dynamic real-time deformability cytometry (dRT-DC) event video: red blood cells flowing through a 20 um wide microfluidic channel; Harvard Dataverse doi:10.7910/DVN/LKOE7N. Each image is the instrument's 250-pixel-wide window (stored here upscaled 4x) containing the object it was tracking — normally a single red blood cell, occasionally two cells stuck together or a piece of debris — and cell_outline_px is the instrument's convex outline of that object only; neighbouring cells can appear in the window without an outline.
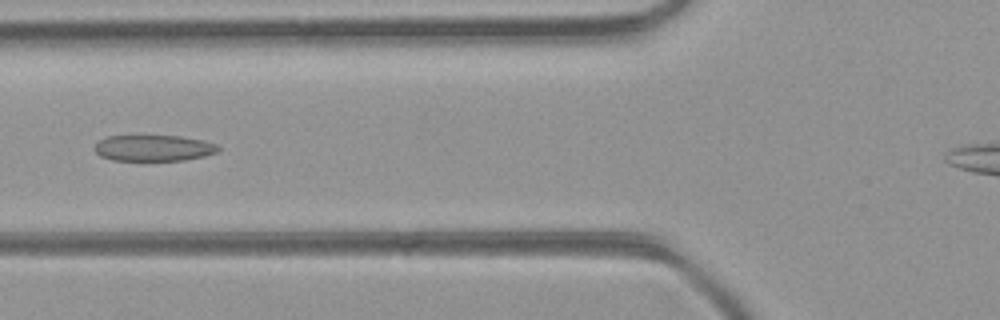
{"species": "common noctule bat (a hibernating species)", "species_latin": "Nyctalus noctula", "temperature_condition": "room temperature", "stored_images_in_passage": 24, "camera_frame_rate_fps": 3000, "um_per_image_px": 0.085, "animal": {"sex": "female", "body_mass_g": 21.9}, "frame": {"image": 1, "passage_image": 8, "time_ms": 2.333, "image_size_px": [1000, 320], "cell_outline_px": [[220, 148], [216, 152], [204, 156], [184, 160], [112, 160], [100, 156], [96, 152], [96, 144], [100, 140], [108, 136], [180, 136], [204, 140], [216, 144]], "centroid_in_image_um": [13.08, 12.58], "position_along_channel_um": 112.7, "area_um2": 18.61}}
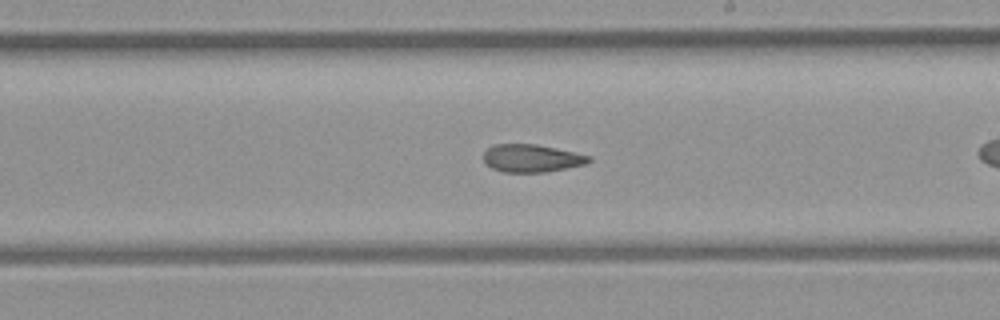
{"frame": {"image": 2, "passage_image": 14, "time_ms": 4.333, "image_size_px": [1000, 320], "cell_outline_px": [[592, 160], [584, 164], [544, 172], [504, 172], [492, 168], [484, 160], [484, 152], [488, 148], [496, 144], [536, 144], [556, 148], [592, 156]], "centroid_in_image_um": [45.19, 13.44], "position_along_channel_um": 243.8, "area_um2": 16.82}}
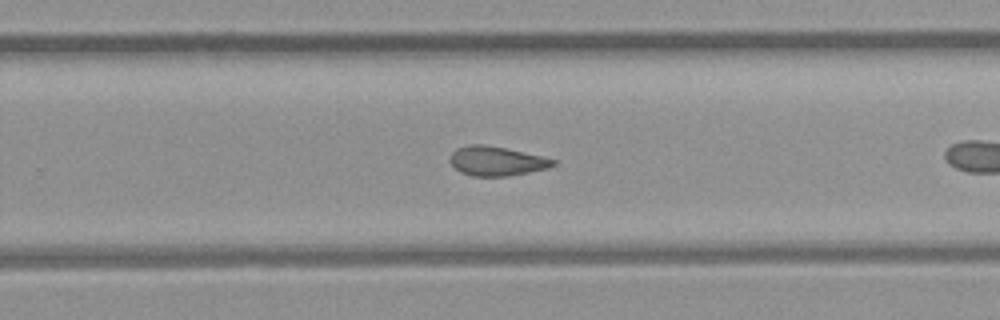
{"frame": {"image": 3, "passage_image": 17, "time_ms": 5.333, "image_size_px": [1000, 320], "cell_outline_px": [[556, 164], [548, 168], [508, 176], [472, 176], [460, 172], [448, 160], [452, 152], [456, 148], [468, 144], [484, 144], [504, 148], [540, 156], [556, 160]], "centroid_in_image_um": [42.16, 13.69], "position_along_channel_um": 287.6, "area_um2": 17.51}}